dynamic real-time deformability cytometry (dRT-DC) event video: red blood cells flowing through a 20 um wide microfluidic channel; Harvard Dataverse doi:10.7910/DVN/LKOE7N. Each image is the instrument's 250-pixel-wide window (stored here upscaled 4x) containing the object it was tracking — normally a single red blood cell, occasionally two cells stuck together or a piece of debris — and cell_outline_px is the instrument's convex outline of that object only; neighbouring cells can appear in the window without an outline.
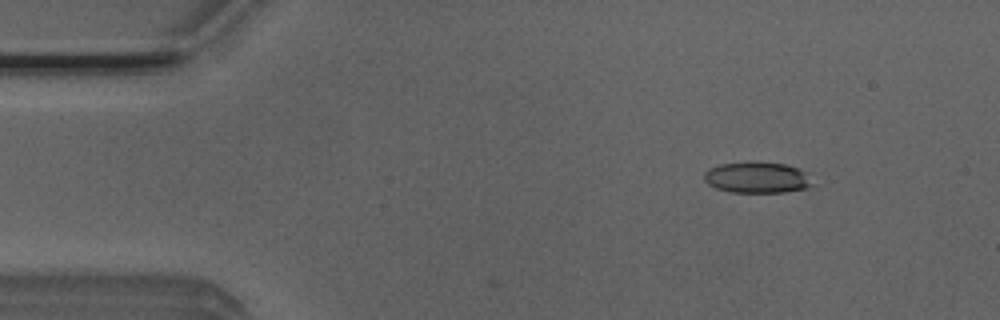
{"species": "Egyptian fruit bat (a non-hibernating species)", "species_latin": "Rousettus aegyptiacus", "temperature_condition": "room temperature", "stored_images_in_passage": 5, "camera_frame_rate_fps": 3000, "um_per_image_px": 0.085, "animal": {"sex": "male"}, "frame": {"image": 1, "passage_image": 2, "time_ms": 0.333, "image_size_px": [1000, 320], "cell_outline_px": [[816, 184], [804, 188], [784, 192], [732, 192], [716, 188], [708, 184], [704, 180], [704, 172], [708, 168], [720, 164], [784, 164], [800, 168], [808, 172]], "centroid_in_image_um": [64.41, 15.12], "position_along_channel_um": 20.6, "area_um2": 19.25}}